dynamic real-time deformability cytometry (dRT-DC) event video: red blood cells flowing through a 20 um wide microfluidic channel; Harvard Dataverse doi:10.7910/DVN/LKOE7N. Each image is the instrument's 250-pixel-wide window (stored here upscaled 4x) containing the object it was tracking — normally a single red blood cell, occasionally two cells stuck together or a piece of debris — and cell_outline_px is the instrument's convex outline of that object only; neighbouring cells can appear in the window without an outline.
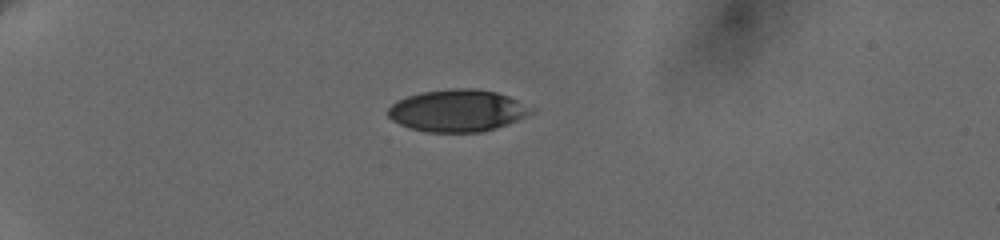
{"species": "human", "species_latin": "Homo sapiens", "temperature_condition": "cold", "stored_images_in_passage": 9, "camera_frame_rate_fps": 3000, "um_per_image_px": 0.085, "donor": {"sex": "female"}, "frame": {"image": 1, "passage_image": 1, "time_ms": 0.0, "image_size_px": [1000, 240], "cell_outline_px": [[536, 112], [508, 124], [496, 128], [480, 132], [424, 132], [408, 128], [392, 120], [388, 116], [388, 108], [396, 100], [408, 96], [424, 92], [452, 88], [472, 88], [496, 92], [508, 96], [536, 108]], "centroid_in_image_um": [38.91, 9.41], "position_along_channel_um": 46.1, "area_um2": 35.32}}
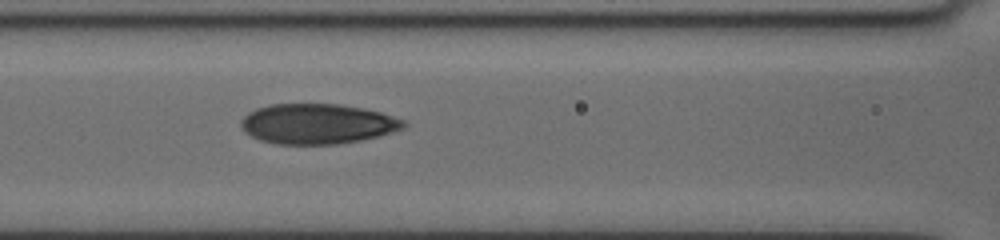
{"frame": {"image": 2, "passage_image": 6, "time_ms": 4.0, "image_size_px": [1000, 240], "cell_outline_px": [[408, 124], [404, 128], [376, 136], [360, 140], [336, 144], [276, 144], [260, 140], [244, 132], [240, 124], [240, 120], [248, 112], [256, 108], [272, 104], [340, 104], [364, 108], [380, 112], [404, 120]], "centroid_in_image_um": [26.95, 10.52], "position_along_channel_um": 139.7, "area_um2": 38.03}}
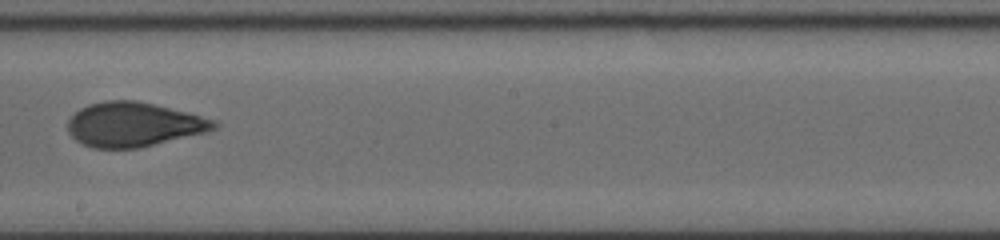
{"frame": {"image": 3, "passage_image": 9, "time_ms": 6.667, "image_size_px": [1000, 240], "cell_outline_px": [[220, 124], [216, 128], [208, 132], [136, 148], [92, 148], [76, 140], [68, 132], [68, 120], [80, 108], [88, 104], [104, 100], [136, 100], [216, 120]], "centroid_in_image_um": [11.34, 10.58], "position_along_channel_um": 236.9, "area_um2": 37.51}}